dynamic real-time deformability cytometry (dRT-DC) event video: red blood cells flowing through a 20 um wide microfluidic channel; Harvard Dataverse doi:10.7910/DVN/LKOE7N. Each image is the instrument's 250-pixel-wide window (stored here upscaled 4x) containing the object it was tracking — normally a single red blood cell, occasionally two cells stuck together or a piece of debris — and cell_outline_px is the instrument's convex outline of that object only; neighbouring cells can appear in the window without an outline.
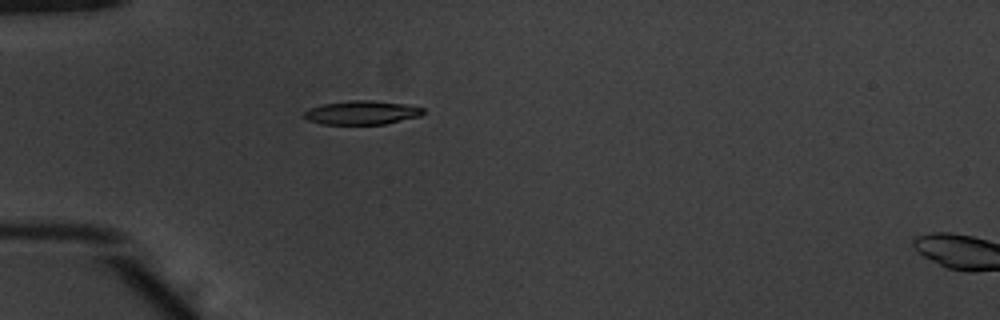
{"species": "common noctule bat (a hibernating species)", "species_latin": "Nyctalus noctula", "temperature_condition": "warm", "stored_images_in_passage": 38, "camera_frame_rate_fps": 3000, "um_per_image_px": 0.085, "animal": {"sex": "male", "body_mass_g": 20.1, "forearm_length_mm": 53.5}, "frame": {"image": 1, "passage_image": 1, "time_ms": 0.0, "image_size_px": [1000, 320], "cell_outline_px": [[424, 112], [420, 116], [384, 124], [320, 124], [308, 120], [300, 116], [304, 112], [312, 108], [324, 104], [348, 100], [372, 100], [404, 104], [424, 108]], "centroid_in_image_um": [30.73, 9.57], "position_along_channel_um": 54.3, "area_um2": 16.47}}
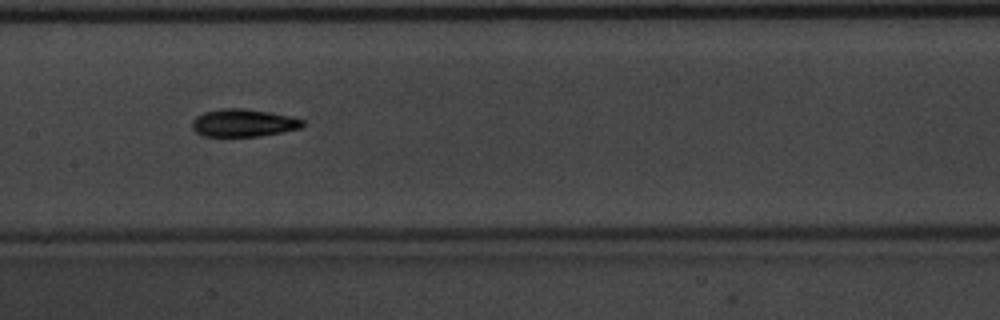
{"frame": {"image": 2, "passage_image": 12, "time_ms": 3.667, "image_size_px": [1000, 320], "cell_outline_px": [[304, 124], [300, 128], [260, 136], [204, 136], [196, 132], [192, 128], [192, 120], [196, 116], [204, 112], [224, 108], [244, 108], [292, 116], [304, 120]], "centroid_in_image_um": [20.68, 10.44], "position_along_channel_um": 186.7, "area_um2": 17.74}}
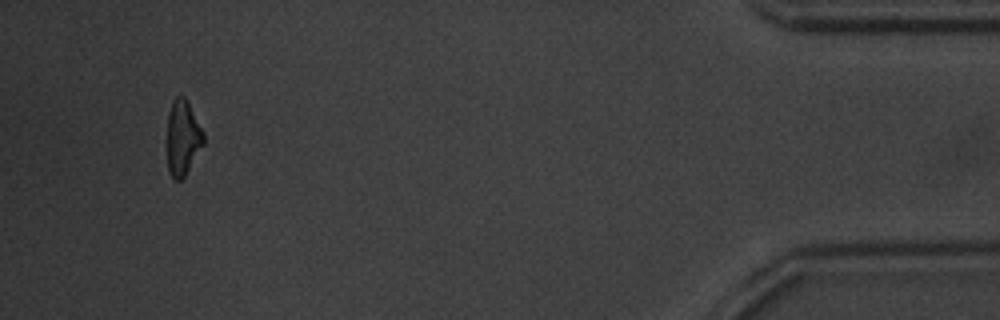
{"frame": {"image": 3, "passage_image": 35, "time_ms": 11.333, "image_size_px": [1000, 320], "cell_outline_px": [[204, 144], [184, 176], [180, 180], [172, 180], [168, 172], [164, 148], [168, 112], [172, 100], [176, 96], [184, 96], [204, 132]], "centroid_in_image_um": [15.46, 11.74], "position_along_channel_um": 419.7, "area_um2": 16.7}, "authors_computed_cell_mechanics": {"area_um2": 17.0799, "velocity_mm_per_s": 3.9095, "shape_relaxation_time_tau1_ms": 3.228, "shape_relaxation_time_tau2_ms": 2.6691, "deformation_change_tau1": 0.1432, "deformation_change_tau2": 0.0868}}